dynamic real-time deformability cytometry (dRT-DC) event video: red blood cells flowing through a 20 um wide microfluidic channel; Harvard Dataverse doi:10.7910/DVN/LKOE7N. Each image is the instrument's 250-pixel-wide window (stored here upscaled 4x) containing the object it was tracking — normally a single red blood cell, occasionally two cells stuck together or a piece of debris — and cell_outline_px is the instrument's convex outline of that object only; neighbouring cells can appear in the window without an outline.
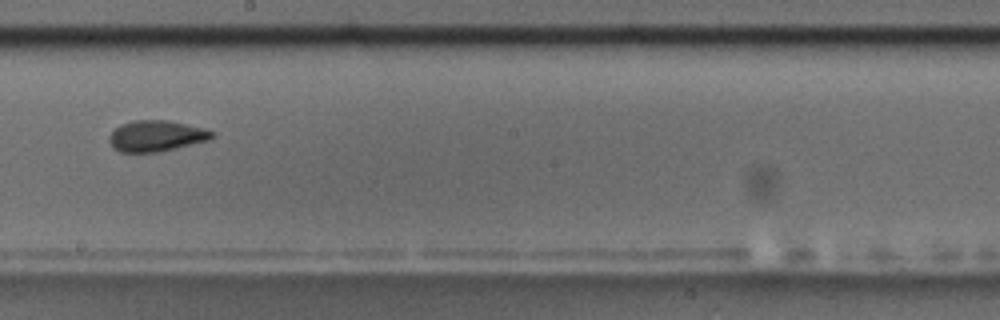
{"species": "common noctule bat (a hibernating species)", "species_latin": "Nyctalus noctula", "temperature_condition": "room temperature", "stored_images_in_passage": 17, "camera_frame_rate_fps": 3000, "um_per_image_px": 0.085, "animal": {"sex": "male", "body_mass_g": 17.5, "forearm_length_mm": 52.3}, "frame": {"image": 1, "passage_image": 10, "time_ms": 3.0, "image_size_px": [1000, 320], "cell_outline_px": [[216, 132], [208, 140], [160, 152], [120, 152], [112, 148], [108, 140], [108, 136], [120, 124], [132, 120], [168, 120], [204, 128]], "centroid_in_image_um": [13.24, 11.55], "position_along_channel_um": 235.0, "area_um2": 18.67}}